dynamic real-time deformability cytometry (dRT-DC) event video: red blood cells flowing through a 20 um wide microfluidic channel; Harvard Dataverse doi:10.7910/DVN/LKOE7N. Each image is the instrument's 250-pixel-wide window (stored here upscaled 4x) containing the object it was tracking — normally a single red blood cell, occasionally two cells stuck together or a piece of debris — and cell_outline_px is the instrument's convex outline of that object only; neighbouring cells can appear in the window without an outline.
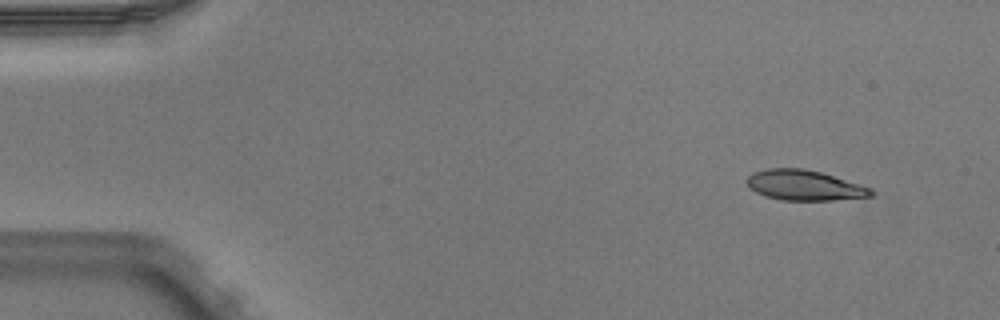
{"species": "Egyptian fruit bat (a non-hibernating species)", "species_latin": "Rousettus aegyptiacus", "temperature_condition": "warm", "stored_images_in_passage": 3, "camera_frame_rate_fps": 3000, "um_per_image_px": 0.085, "animal": {"sex": "male"}, "frame": {"image": 1, "passage_image": 1, "time_ms": 0.0, "image_size_px": [1000, 320], "cell_outline_px": [[872, 196], [832, 200], [780, 200], [764, 196], [748, 188], [744, 180], [752, 172], [768, 168], [804, 168], [820, 172], [872, 188]], "centroid_in_image_um": [68.29, 15.74], "position_along_channel_um": 16.7, "area_um2": 21.96}}